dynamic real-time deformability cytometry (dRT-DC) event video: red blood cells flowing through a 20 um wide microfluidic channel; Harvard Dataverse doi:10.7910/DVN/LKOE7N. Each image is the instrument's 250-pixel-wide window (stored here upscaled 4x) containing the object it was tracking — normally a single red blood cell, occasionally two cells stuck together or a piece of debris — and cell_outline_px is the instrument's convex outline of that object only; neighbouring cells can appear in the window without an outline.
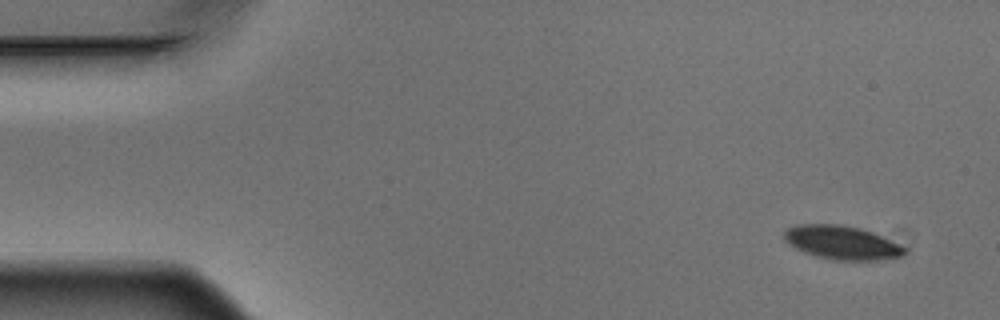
{"species": "Egyptian fruit bat (a non-hibernating species)", "species_latin": "Rousettus aegyptiacus", "temperature_condition": "warm", "stored_images_in_passage": 8, "camera_frame_rate_fps": 3000, "um_per_image_px": 0.085, "animal": {"sex": "male"}, "frame": {"image": 1, "passage_image": 1, "time_ms": 0.0, "image_size_px": [1000, 320], "cell_outline_px": [[908, 248], [900, 256], [880, 260], [836, 260], [816, 256], [804, 252], [788, 244], [784, 240], [784, 232], [788, 228], [796, 224], [840, 224], [860, 228], [872, 232], [900, 244]], "centroid_in_image_um": [71.54, 20.61], "position_along_channel_um": 13.5, "area_um2": 23.58}}
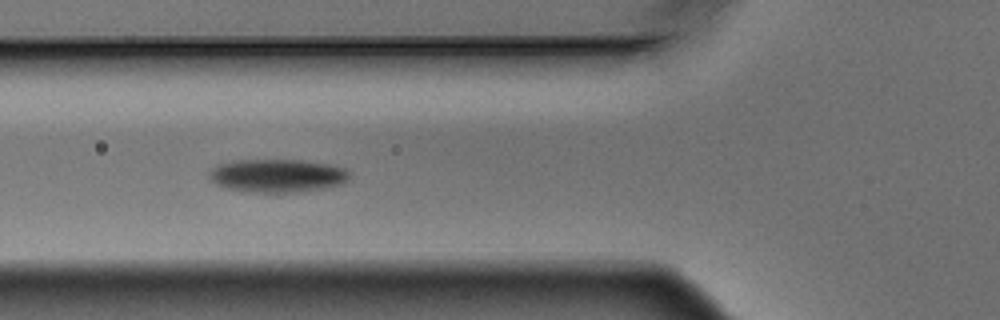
{"frame": {"image": 2, "passage_image": 6, "time_ms": 1.667, "image_size_px": [1000, 320], "cell_outline_px": [[348, 180], [344, 184], [320, 188], [292, 192], [252, 192], [224, 188], [208, 180], [208, 172], [216, 164], [232, 160], [300, 160], [328, 164], [348, 168]], "centroid_in_image_um": [23.51, 14.92], "position_along_channel_um": 102.3, "area_um2": 27.34}}
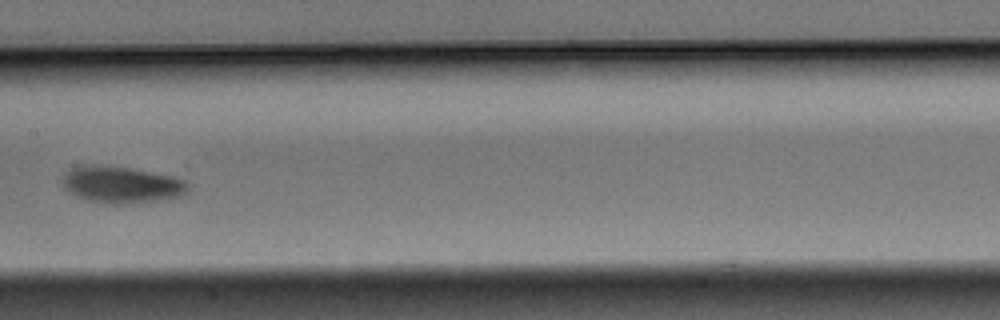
{"frame": {"image": 3, "passage_image": 8, "time_ms": 2.333, "image_size_px": [1000, 320], "cell_outline_px": [[192, 184], [188, 192], [180, 196], [156, 200], [128, 204], [104, 204], [88, 200], [76, 196], [64, 188], [64, 172], [68, 168], [80, 164], [84, 164], [128, 168], [176, 176], [188, 180]], "centroid_in_image_um": [10.37, 15.69], "position_along_channel_um": 197.0, "area_um2": 27.22}}